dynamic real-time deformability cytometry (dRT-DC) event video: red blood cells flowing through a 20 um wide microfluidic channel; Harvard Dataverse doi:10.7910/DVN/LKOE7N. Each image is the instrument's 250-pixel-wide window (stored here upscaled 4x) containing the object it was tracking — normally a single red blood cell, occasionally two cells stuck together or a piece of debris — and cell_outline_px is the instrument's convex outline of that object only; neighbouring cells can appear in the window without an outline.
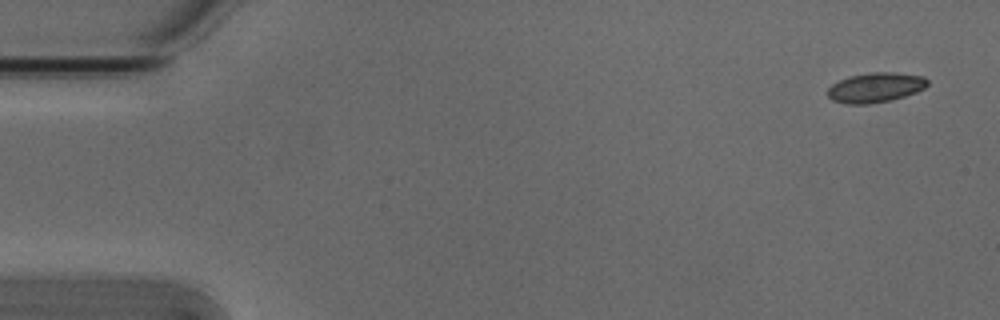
{"species": "Egyptian fruit bat (a non-hibernating species)", "species_latin": "Rousettus aegyptiacus", "temperature_condition": "cold", "stored_images_in_passage": 8, "camera_frame_rate_fps": 3000, "um_per_image_px": 0.085, "animal": {"sex": "male"}, "frame": {"image": 1, "passage_image": 1, "time_ms": 0.0, "image_size_px": [1000, 320], "cell_outline_px": [[928, 84], [924, 88], [916, 92], [904, 96], [888, 100], [868, 104], [848, 104], [832, 100], [828, 96], [828, 88], [832, 84], [848, 76], [868, 72], [892, 72], [924, 76], [928, 80]], "centroid_in_image_um": [74.41, 7.42], "position_along_channel_um": 10.6, "area_um2": 17.28}}